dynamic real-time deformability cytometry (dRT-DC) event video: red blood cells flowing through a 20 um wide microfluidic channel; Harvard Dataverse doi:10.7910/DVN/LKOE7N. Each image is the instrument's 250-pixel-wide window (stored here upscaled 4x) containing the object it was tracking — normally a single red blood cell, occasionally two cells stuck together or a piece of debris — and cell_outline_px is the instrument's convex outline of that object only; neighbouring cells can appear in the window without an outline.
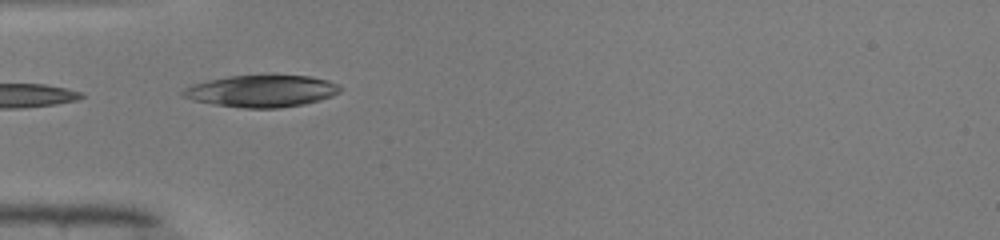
{"species": "common noctule bat (a hibernating species)", "species_latin": "Nyctalus noctula", "temperature_condition": "warm", "stored_images_in_passage": 22, "camera_frame_rate_fps": 3000, "um_per_image_px": 0.085, "animal": {"sex": "male", "body_mass_g": 19.0, "forearm_length_mm": 50.8}, "frame": {"image": 1, "passage_image": 1, "time_ms": 0.0, "image_size_px": [1000, 240], "cell_outline_px": [[344, 88], [340, 92], [332, 96], [320, 100], [304, 104], [280, 108], [244, 108], [216, 104], [192, 100], [180, 96], [180, 92], [184, 88], [192, 84], [208, 80], [228, 76], [268, 72], [308, 76], [328, 80], [340, 84]], "centroid_in_image_um": [22.27, 7.69], "position_along_channel_um": 62.7, "area_um2": 30.46}}